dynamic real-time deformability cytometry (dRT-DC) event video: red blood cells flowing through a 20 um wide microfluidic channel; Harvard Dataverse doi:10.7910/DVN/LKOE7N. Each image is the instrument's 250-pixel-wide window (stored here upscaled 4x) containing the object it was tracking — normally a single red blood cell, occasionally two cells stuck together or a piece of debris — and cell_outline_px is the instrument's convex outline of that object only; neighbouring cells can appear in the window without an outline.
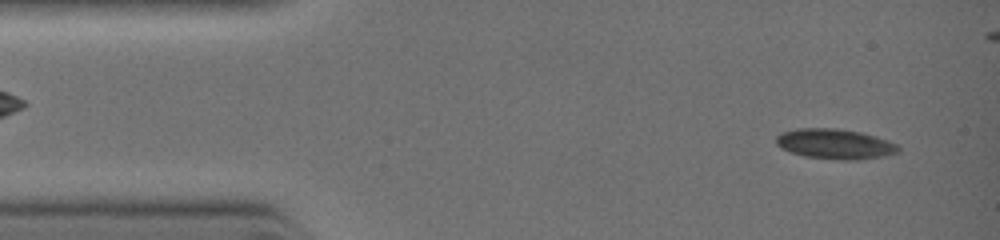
{"species": "common noctule bat (a hibernating species)", "species_latin": "Nyctalus noctula", "temperature_condition": "warm", "stored_images_in_passage": 32, "camera_frame_rate_fps": 3000, "um_per_image_px": 0.085, "animal": {"sex": "female", "body_mass_g": 19.0, "forearm_length_mm": 51.5}, "frame": {"image": 1, "passage_image": 3, "time_ms": 0.333, "image_size_px": [1000, 240], "cell_outline_px": [[900, 152], [884, 156], [860, 160], [844, 160], [804, 156], [780, 148], [776, 144], [776, 136], [784, 132], [796, 128], [836, 128], [860, 132], [896, 144], [900, 148]], "centroid_in_image_um": [70.95, 12.24], "position_along_channel_um": 14.0, "area_um2": 21.27}}
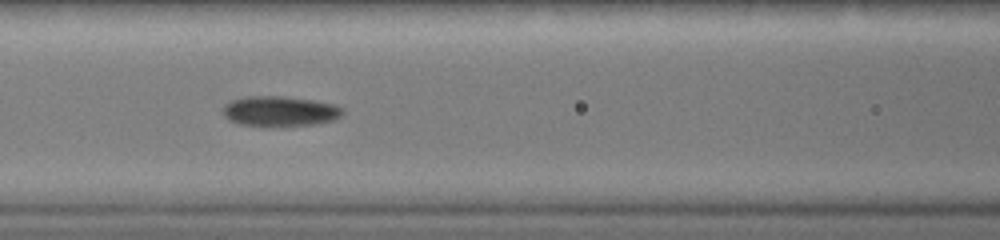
{"frame": {"image": 2, "passage_image": 25, "time_ms": 4.0, "image_size_px": [1000, 240], "cell_outline_px": [[344, 112], [336, 120], [316, 124], [272, 128], [240, 124], [228, 120], [224, 116], [224, 104], [232, 100], [252, 96], [272, 96], [308, 100], [332, 104], [344, 108]], "centroid_in_image_um": [23.79, 9.5], "position_along_channel_um": 142.8, "area_um2": 21.21}}
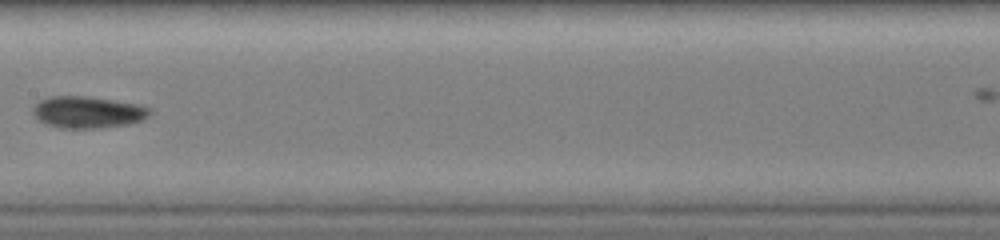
{"frame": {"image": 3, "passage_image": 31, "time_ms": 5.0, "image_size_px": [1000, 240], "cell_outline_px": [[152, 112], [144, 120], [128, 124], [100, 128], [60, 128], [48, 124], [40, 120], [32, 112], [32, 108], [40, 100], [52, 96], [80, 96], [136, 104], [152, 108]], "centroid_in_image_um": [7.48, 9.55], "position_along_channel_um": 199.9, "area_um2": 21.33}}